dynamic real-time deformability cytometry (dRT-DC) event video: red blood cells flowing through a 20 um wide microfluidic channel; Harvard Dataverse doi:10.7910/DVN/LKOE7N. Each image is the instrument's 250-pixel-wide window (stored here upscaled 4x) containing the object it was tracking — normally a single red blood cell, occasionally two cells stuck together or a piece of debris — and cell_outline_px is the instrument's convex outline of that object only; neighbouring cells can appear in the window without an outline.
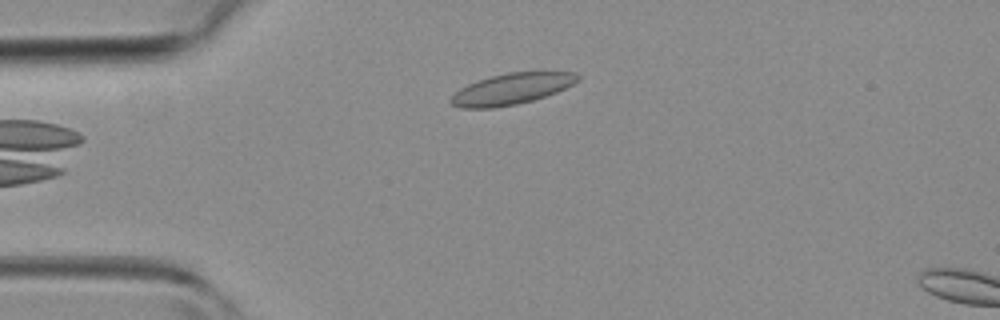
{"species": "common noctule bat (a hibernating species)", "species_latin": "Nyctalus noctula", "temperature_condition": "room temperature", "stored_images_in_passage": 3, "camera_frame_rate_fps": 3000, "um_per_image_px": 0.085, "animal": {"sex": "female", "body_mass_g": 19.3, "forearm_length_mm": 54.1}, "frame": {"image": 1, "passage_image": 1, "time_ms": 0.0, "image_size_px": [1000, 320], "cell_outline_px": [[580, 80], [556, 92], [532, 100], [516, 104], [492, 108], [460, 108], [452, 104], [448, 100], [460, 88], [468, 84], [492, 76], [508, 72], [576, 72], [580, 76]], "centroid_in_image_um": [43.48, 7.56], "position_along_channel_um": 41.5, "area_um2": 22.72}}